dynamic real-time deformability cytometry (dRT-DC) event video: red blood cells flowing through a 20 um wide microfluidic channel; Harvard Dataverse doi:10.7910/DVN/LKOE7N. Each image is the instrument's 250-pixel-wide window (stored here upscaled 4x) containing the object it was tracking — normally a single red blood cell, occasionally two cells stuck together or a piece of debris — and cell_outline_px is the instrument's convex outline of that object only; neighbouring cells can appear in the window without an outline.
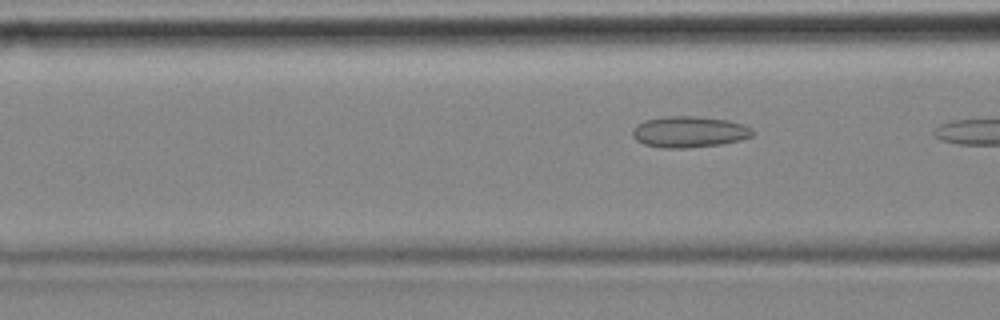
{"species": "common noctule bat (a hibernating species)", "species_latin": "Nyctalus noctula", "temperature_condition": "cold", "stored_images_in_passage": 9, "segment_of_instrument_passage": [1, 2], "camera_frame_rate_fps": 3000, "um_per_image_px": 0.085, "animal": {"sex": "female", "body_mass_g": 18.4}, "frame": {"image": 1, "passage_image": 7, "time_ms": 2.0, "image_size_px": [1000, 320], "cell_outline_px": [[756, 132], [752, 136], [740, 140], [724, 144], [688, 148], [660, 148], [644, 144], [636, 140], [632, 136], [632, 132], [636, 124], [644, 120], [668, 116], [696, 116], [728, 120], [744, 124], [752, 128]], "centroid_in_image_um": [58.6, 11.21], "position_along_channel_um": 108.0, "area_um2": 22.14}}